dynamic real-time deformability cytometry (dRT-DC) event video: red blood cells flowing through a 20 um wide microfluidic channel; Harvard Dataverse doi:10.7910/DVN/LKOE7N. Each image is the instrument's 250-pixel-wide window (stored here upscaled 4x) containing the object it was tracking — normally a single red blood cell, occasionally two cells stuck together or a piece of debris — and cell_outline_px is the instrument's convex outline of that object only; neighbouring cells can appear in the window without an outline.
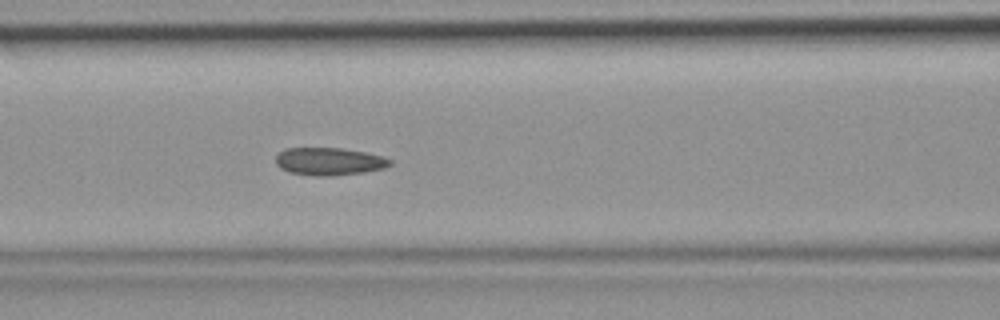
{"species": "common noctule bat (a hibernating species)", "species_latin": "Nyctalus noctula", "temperature_condition": "room temperature", "stored_images_in_passage": 40, "camera_frame_rate_fps": 3000, "um_per_image_px": 0.085, "animal": {"sex": "female", "body_mass_g": 19.9}, "frame": {"image": 1, "passage_image": 18, "time_ms": 5.667, "image_size_px": [1000, 320], "cell_outline_px": [[392, 164], [384, 168], [364, 172], [332, 176], [316, 176], [288, 172], [280, 168], [276, 164], [276, 156], [284, 148], [344, 148], [364, 152], [380, 156], [392, 160]], "centroid_in_image_um": [27.96, 13.72], "position_along_channel_um": 138.6, "area_um2": 18.44}}